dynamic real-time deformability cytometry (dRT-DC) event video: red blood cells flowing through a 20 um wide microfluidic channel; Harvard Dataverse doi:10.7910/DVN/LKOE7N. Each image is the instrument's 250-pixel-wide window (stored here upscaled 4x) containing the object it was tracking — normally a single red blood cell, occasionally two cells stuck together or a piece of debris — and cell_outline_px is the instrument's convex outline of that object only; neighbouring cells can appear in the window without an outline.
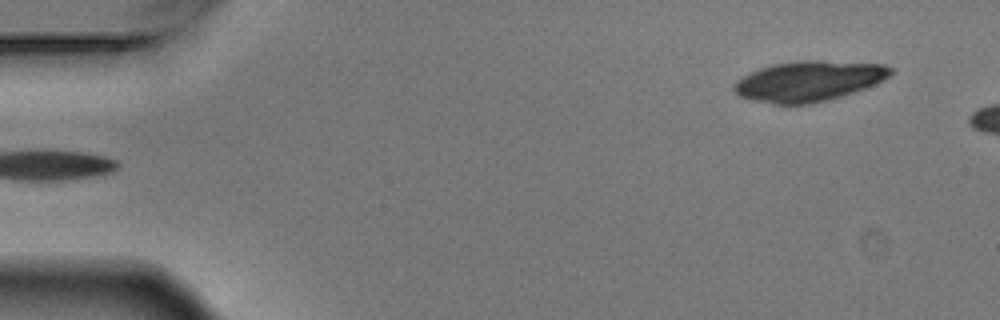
{"species": "Egyptian fruit bat (a non-hibernating species)", "species_latin": "Rousettus aegyptiacus", "temperature_condition": "warm", "stored_images_in_passage": 5, "segment_of_instrument_passage": [2, 2], "camera_frame_rate_fps": 3000, "um_per_image_px": 0.085, "animal": {"sex": "male"}, "frame": {"image": 1, "passage_image": 5, "time_ms": 1.333, "image_size_px": [1000, 320], "cell_outline_px": [[892, 72], [888, 76], [864, 88], [840, 96], [808, 104], [772, 104], [752, 100], [740, 96], [732, 88], [736, 80], [760, 68], [772, 64], [804, 60], [820, 60], [884, 64], [892, 68]], "centroid_in_image_um": [68.7, 6.88], "position_along_channel_um": 16.3, "area_um2": 36.3}}